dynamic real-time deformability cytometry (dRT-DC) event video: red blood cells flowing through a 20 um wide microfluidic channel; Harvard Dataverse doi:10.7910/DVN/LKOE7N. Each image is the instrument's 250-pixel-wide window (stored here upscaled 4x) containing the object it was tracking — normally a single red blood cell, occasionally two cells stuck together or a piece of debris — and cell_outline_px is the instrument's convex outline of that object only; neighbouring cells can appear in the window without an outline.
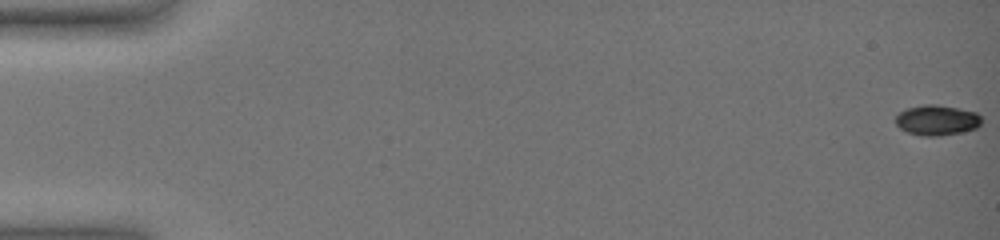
{"species": "common noctule bat (a hibernating species)", "species_latin": "Nyctalus noctula", "temperature_condition": "warm", "stored_images_in_passage": 56, "camera_frame_rate_fps": 3000, "um_per_image_px": 0.085, "animal": {"sex": "female", "body_mass_g": 19.0, "forearm_length_mm": 51.5}, "frame": {"image": 1, "passage_image": 1, "time_ms": 0.0, "image_size_px": [1000, 240], "cell_outline_px": [[980, 124], [976, 128], [960, 132], [940, 136], [920, 136], [908, 132], [900, 128], [896, 124], [896, 116], [900, 112], [908, 108], [924, 104], [936, 104], [976, 112], [980, 116]], "centroid_in_image_um": [79.62, 10.22], "position_along_channel_um": 5.4, "area_um2": 15.03}}
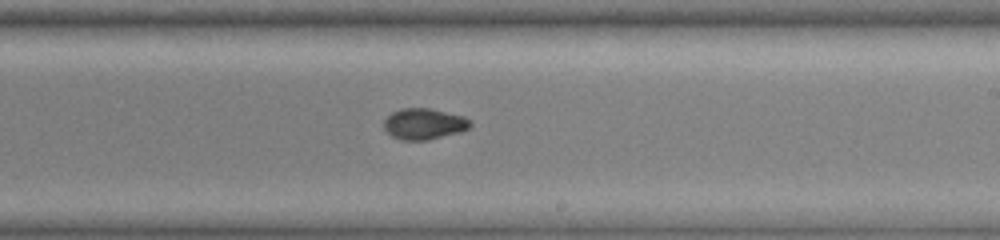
{"frame": {"image": 2, "passage_image": 37, "time_ms": 12.0, "image_size_px": [1000, 240], "cell_outline_px": [[472, 124], [468, 128], [460, 132], [428, 140], [400, 140], [392, 136], [384, 128], [384, 120], [392, 112], [400, 108], [428, 108], [464, 116]], "centroid_in_image_um": [36.02, 10.53], "position_along_channel_um": 253.0, "area_um2": 15.55}}
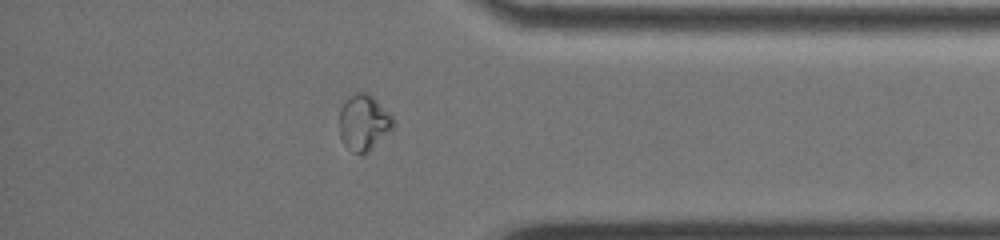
{"frame": {"image": 3, "passage_image": 50, "time_ms": 16.333, "image_size_px": [1000, 240], "cell_outline_px": [[396, 124], [368, 152], [352, 152], [344, 144], [340, 136], [340, 108], [348, 96], [356, 92], [368, 92], [396, 120]], "centroid_in_image_um": [30.91, 10.38], "position_along_channel_um": 404.3, "area_um2": 17.34}, "authors_computed_cell_mechanics": {"area_um2": 15.606, "velocity_mm_per_s": 3.581, "shape_relaxation_time_tau1_ms": 7.5841, "shape_relaxation_time_tau2_ms": null, "deformation_change_tau1": 0.23, "deformation_change_tau2": null}}